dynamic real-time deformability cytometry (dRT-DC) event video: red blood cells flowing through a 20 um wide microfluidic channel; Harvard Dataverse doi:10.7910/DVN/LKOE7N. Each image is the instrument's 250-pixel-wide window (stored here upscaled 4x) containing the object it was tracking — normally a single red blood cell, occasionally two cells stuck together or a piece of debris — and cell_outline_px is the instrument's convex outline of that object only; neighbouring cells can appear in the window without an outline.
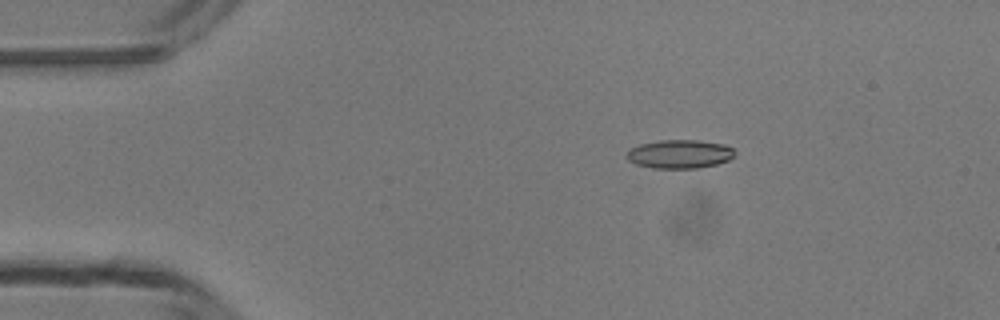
{"species": "common noctule bat (a hibernating species)", "species_latin": "Nyctalus noctula", "temperature_condition": "room temperature", "stored_images_in_passage": 49, "camera_frame_rate_fps": 3000, "um_per_image_px": 0.085, "animal": {"sex": "male", "body_mass_g": 13.3}, "frame": {"image": 1, "passage_image": 9, "time_ms": 2.667, "image_size_px": [1000, 320], "cell_outline_px": [[736, 156], [728, 160], [716, 164], [696, 168], [652, 168], [636, 164], [628, 160], [624, 156], [632, 148], [640, 144], [660, 140], [700, 140], [724, 144], [736, 148]], "centroid_in_image_um": [57.81, 13.09], "position_along_channel_um": 27.2, "area_um2": 18.21}}
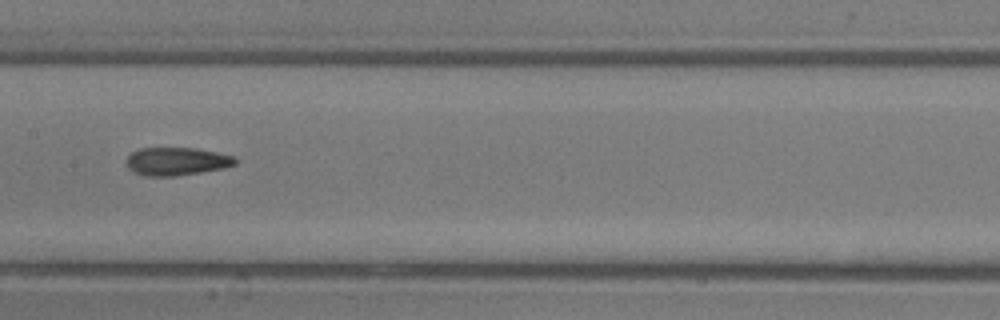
{"frame": {"image": 2, "passage_image": 25, "time_ms": 8.0, "image_size_px": [1000, 320], "cell_outline_px": [[236, 164], [220, 168], [200, 172], [176, 176], [144, 176], [132, 172], [128, 168], [128, 156], [132, 152], [140, 148], [196, 148], [236, 156]], "centroid_in_image_um": [15.0, 13.71], "position_along_channel_um": 192.4, "area_um2": 17.69}}
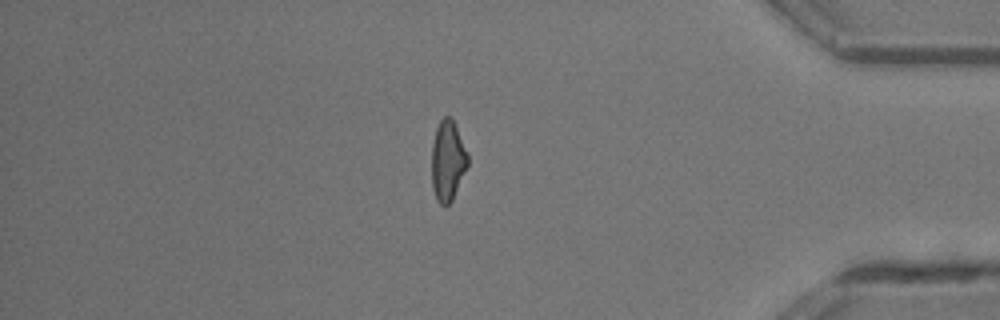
{"frame": {"image": 3, "passage_image": 42, "time_ms": 13.667, "image_size_px": [1000, 320], "cell_outline_px": [[468, 164], [452, 200], [448, 204], [440, 204], [436, 200], [432, 188], [432, 144], [436, 128], [440, 120], [444, 116], [452, 116], [468, 152]], "centroid_in_image_um": [38.05, 13.62], "position_along_channel_um": 397.1, "area_um2": 16.99}, "authors_computed_cell_mechanics": {"area_um2": 17.6868, "velocity_mm_per_s": 4.246, "shape_relaxation_time_tau1_ms": 8.9104, "shape_relaxation_time_tau2_ms": 2.0697, "deformation_change_tau1": 0.2397, "deformation_change_tau2": 0.0946}}